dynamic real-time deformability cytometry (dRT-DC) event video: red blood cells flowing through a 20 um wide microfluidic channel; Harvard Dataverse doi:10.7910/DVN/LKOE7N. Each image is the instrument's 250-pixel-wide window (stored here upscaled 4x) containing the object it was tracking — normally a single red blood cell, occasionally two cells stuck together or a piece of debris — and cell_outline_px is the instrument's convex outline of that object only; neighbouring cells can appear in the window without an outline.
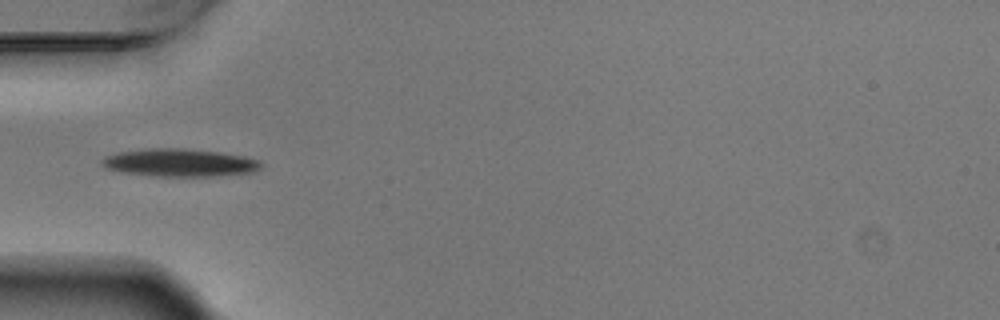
{"species": "Egyptian fruit bat (a non-hibernating species)", "species_latin": "Rousettus aegyptiacus", "temperature_condition": "warm", "stored_images_in_passage": 5, "camera_frame_rate_fps": 3000, "um_per_image_px": 0.085, "animal": {"sex": "male"}, "frame": {"image": 1, "passage_image": 5, "time_ms": 1.333, "image_size_px": [1000, 320], "cell_outline_px": [[260, 168], [252, 172], [212, 176], [152, 176], [120, 172], [104, 168], [100, 164], [100, 160], [104, 156], [120, 152], [148, 148], [180, 148], [220, 152], [244, 156], [260, 160]], "centroid_in_image_um": [15.2, 13.83], "position_along_channel_um": 69.8, "area_um2": 25.84}}